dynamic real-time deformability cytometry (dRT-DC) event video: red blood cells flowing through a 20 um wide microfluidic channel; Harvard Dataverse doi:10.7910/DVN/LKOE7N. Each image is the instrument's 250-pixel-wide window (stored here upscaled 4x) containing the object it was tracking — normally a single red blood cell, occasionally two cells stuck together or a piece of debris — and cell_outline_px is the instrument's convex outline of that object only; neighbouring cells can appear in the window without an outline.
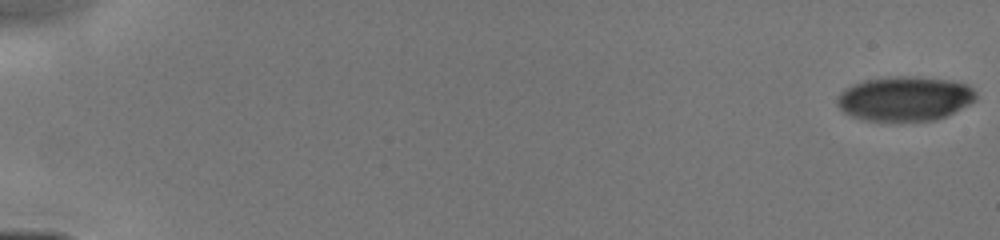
{"species": "human", "species_latin": "Homo sapiens", "temperature_condition": "cold", "stored_images_in_passage": 10, "camera_frame_rate_fps": 3000, "um_per_image_px": 0.085, "donor": {"sex": "male"}, "frame": {"image": 1, "passage_image": 1, "time_ms": 0.0, "image_size_px": [1000, 240], "cell_outline_px": [[976, 100], [936, 120], [860, 120], [844, 112], [836, 104], [836, 96], [844, 88], [852, 84], [864, 80], [896, 76], [916, 76], [952, 80], [968, 84], [976, 92]], "centroid_in_image_um": [76.87, 8.36], "position_along_channel_um": 8.1, "area_um2": 36.07}}
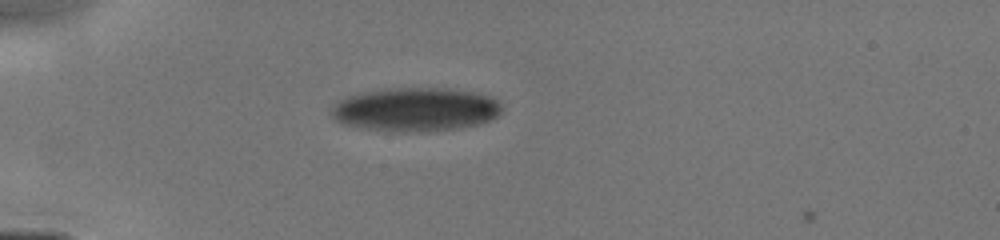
{"frame": {"image": 2, "passage_image": 9, "time_ms": 4.667, "image_size_px": [1000, 240], "cell_outline_px": [[504, 108], [496, 116], [480, 124], [460, 128], [428, 132], [392, 132], [364, 128], [344, 124], [336, 120], [328, 112], [332, 104], [348, 96], [364, 92], [384, 88], [448, 88], [476, 92], [492, 96]], "centroid_in_image_um": [35.31, 9.31], "position_along_channel_um": 49.7, "area_um2": 44.04}}